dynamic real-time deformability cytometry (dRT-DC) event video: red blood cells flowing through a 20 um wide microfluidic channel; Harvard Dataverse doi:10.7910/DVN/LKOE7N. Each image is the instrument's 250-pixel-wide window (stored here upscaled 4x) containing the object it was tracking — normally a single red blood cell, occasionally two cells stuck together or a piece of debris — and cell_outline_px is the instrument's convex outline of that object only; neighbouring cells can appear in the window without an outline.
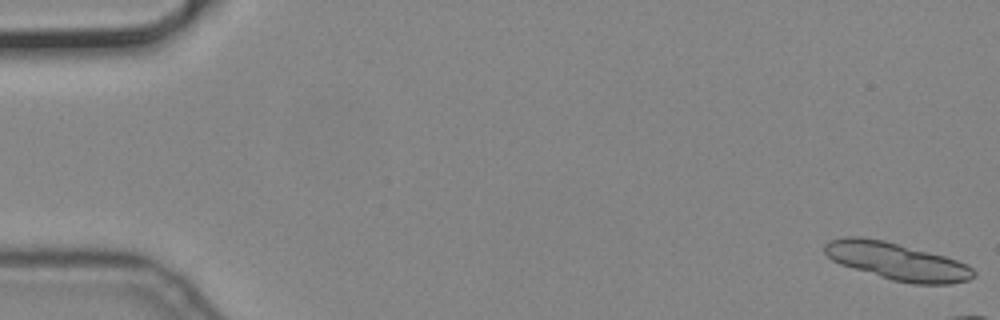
{"species": "common noctule bat (a hibernating species)", "species_latin": "Nyctalus noctula", "temperature_condition": "cold", "stored_images_in_passage": 10, "camera_frame_rate_fps": 3000, "um_per_image_px": 0.085, "animal": {"sex": "male", "body_mass_g": 19.2, "forearm_length_mm": 51.8}, "frame": {"image": 1, "passage_image": 1, "time_ms": 0.0, "image_size_px": [1000, 320], "cell_outline_px": [[976, 276], [968, 280], [952, 284], [912, 284], [892, 280], [840, 264], [832, 260], [824, 252], [824, 244], [832, 240], [844, 236], [860, 236], [884, 240], [944, 256], [968, 264], [976, 272]], "centroid_in_image_um": [76.25, 22.21], "position_along_channel_um": 8.7, "area_um2": 32.37}}